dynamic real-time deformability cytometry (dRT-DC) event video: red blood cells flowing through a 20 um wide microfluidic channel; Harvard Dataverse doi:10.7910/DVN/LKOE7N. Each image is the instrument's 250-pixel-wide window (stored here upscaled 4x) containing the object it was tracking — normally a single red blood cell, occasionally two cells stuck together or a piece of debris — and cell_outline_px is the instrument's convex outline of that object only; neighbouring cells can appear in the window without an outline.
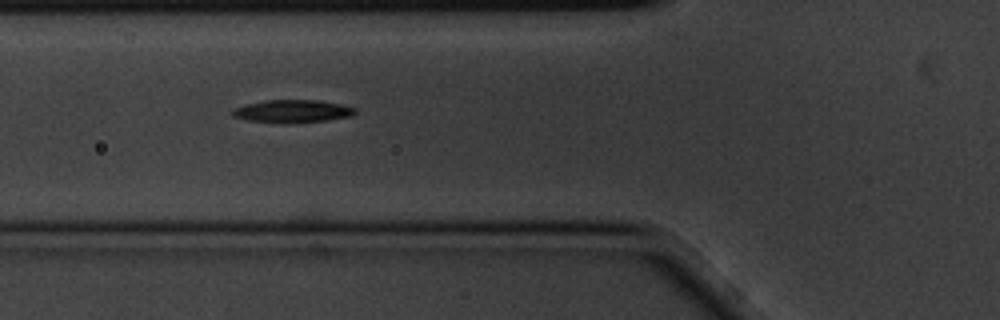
{"species": "common noctule bat (a hibernating species)", "species_latin": "Nyctalus noctula", "temperature_condition": "cold", "stored_images_in_passage": 5, "camera_frame_rate_fps": 3000, "um_per_image_px": 0.085, "animal": {"sex": "male", "body_mass_g": 20.1, "forearm_length_mm": 53.5}, "frame": {"image": 1, "passage_image": 3, "time_ms": 0.667, "image_size_px": [1000, 320], "cell_outline_px": [[356, 112], [352, 116], [328, 120], [284, 124], [244, 120], [232, 116], [232, 108], [244, 104], [264, 100], [316, 100], [340, 104], [356, 108]], "centroid_in_image_um": [24.8, 9.46], "position_along_channel_um": 101.0, "area_um2": 16.59}}
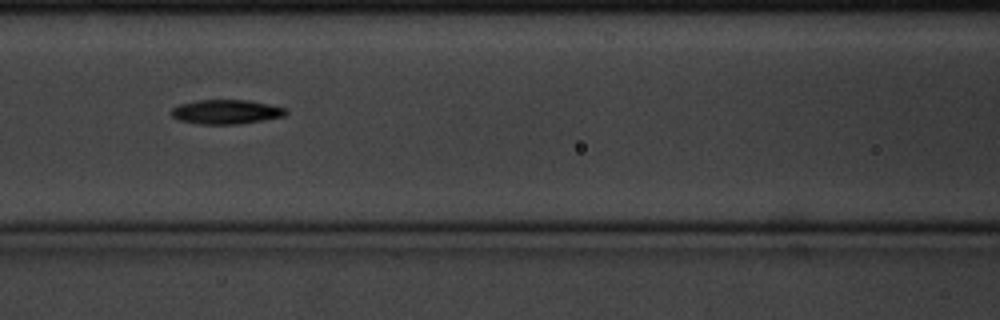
{"frame": {"image": 2, "passage_image": 4, "time_ms": 1.0, "image_size_px": [1000, 320], "cell_outline_px": [[288, 112], [284, 116], [264, 120], [240, 124], [200, 124], [176, 120], [168, 112], [172, 108], [180, 104], [196, 100], [248, 100], [288, 108]], "centroid_in_image_um": [19.2, 9.51], "position_along_channel_um": 147.4, "area_um2": 16.47}}
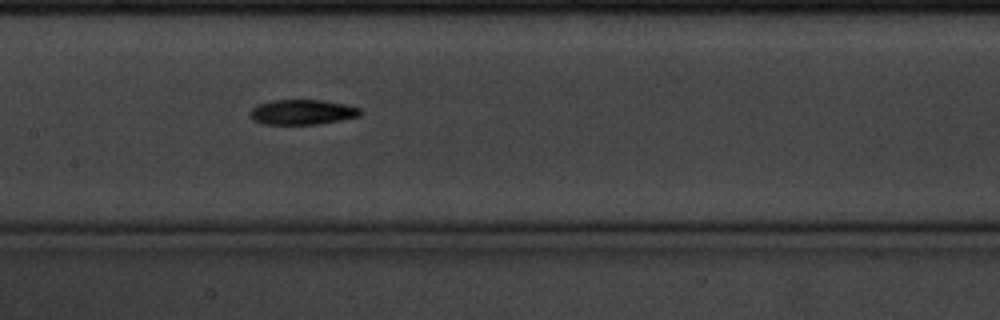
{"frame": {"image": 3, "passage_image": 5, "time_ms": 1.333, "image_size_px": [1000, 320], "cell_outline_px": [[364, 112], [360, 116], [340, 120], [316, 124], [264, 124], [252, 120], [248, 112], [256, 104], [272, 100], [324, 100], [344, 104], [360, 108]], "centroid_in_image_um": [25.67, 9.52], "position_along_channel_um": 181.7, "area_um2": 16.24}}